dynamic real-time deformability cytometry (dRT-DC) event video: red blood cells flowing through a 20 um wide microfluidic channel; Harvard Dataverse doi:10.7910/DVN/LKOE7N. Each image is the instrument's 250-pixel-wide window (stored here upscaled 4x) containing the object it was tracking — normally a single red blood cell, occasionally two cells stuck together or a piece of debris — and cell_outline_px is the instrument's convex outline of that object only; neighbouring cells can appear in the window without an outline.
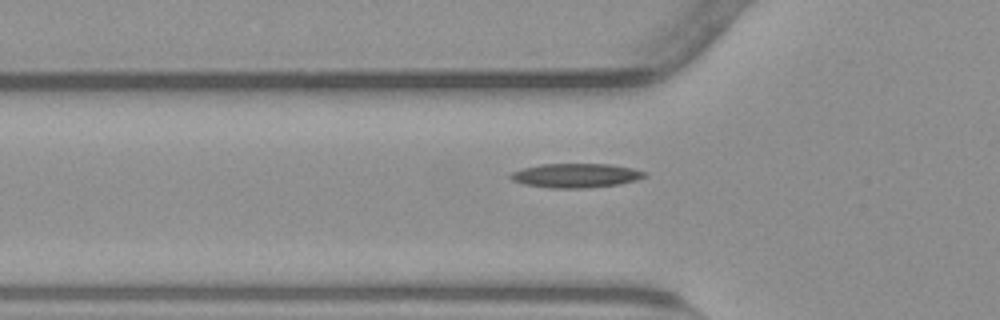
{"species": "common noctule bat (a hibernating species)", "species_latin": "Nyctalus noctula", "temperature_condition": "warm", "stored_images_in_passage": 40, "camera_frame_rate_fps": 3000, "um_per_image_px": 0.085, "animal": {"sex": "male", "body_mass_g": 23.1, "forearm_length_mm": 52.7}, "frame": {"image": 1, "passage_image": 11, "time_ms": 3.333, "image_size_px": [1000, 320], "cell_outline_px": [[648, 176], [636, 180], [620, 184], [588, 188], [552, 188], [524, 184], [512, 180], [508, 176], [512, 172], [524, 168], [540, 164], [608, 164], [632, 168], [648, 172]], "centroid_in_image_um": [48.98, 14.92], "position_along_channel_um": 76.8, "area_um2": 18.96}}
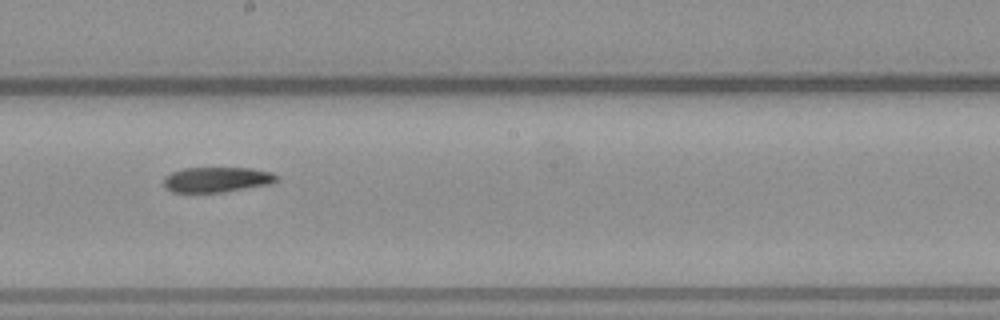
{"frame": {"image": 2, "passage_image": 23, "time_ms": 7.333, "image_size_px": [1000, 320], "cell_outline_px": [[280, 180], [268, 184], [224, 192], [172, 192], [164, 188], [164, 176], [172, 172], [184, 168], [252, 168], [272, 172], [280, 176]], "centroid_in_image_um": [18.45, 15.26], "position_along_channel_um": 229.8, "area_um2": 16.7}}
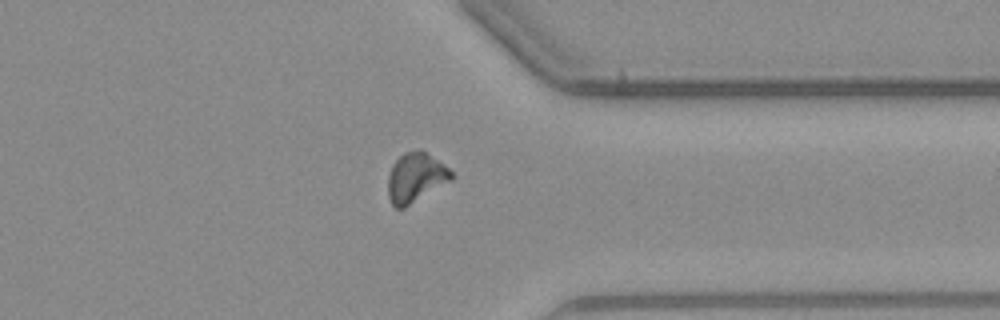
{"frame": {"image": 3, "passage_image": 35, "time_ms": 11.333, "image_size_px": [1000, 320], "cell_outline_px": [[456, 176], [452, 180], [404, 208], [396, 208], [392, 204], [388, 196], [388, 176], [392, 164], [404, 152], [420, 148], [448, 168]], "centroid_in_image_um": [35.33, 15.09], "position_along_channel_um": 376.1, "area_um2": 18.32}}